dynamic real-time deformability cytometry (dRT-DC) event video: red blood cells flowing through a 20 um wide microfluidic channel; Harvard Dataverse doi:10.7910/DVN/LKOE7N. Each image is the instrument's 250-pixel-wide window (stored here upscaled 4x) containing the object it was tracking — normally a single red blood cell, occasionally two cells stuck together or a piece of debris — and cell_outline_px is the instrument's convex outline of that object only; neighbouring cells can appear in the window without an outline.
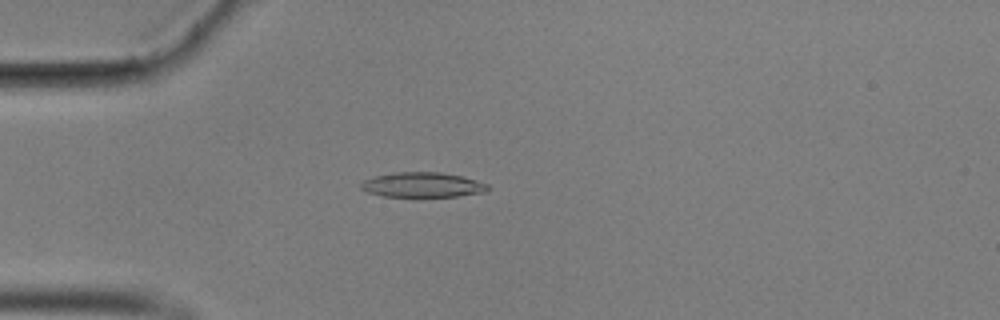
{"species": "common noctule bat (a hibernating species)", "species_latin": "Nyctalus noctula", "temperature_condition": "cold", "stored_images_in_passage": 57, "camera_frame_rate_fps": 3000, "um_per_image_px": 0.085, "animal": {"sex": "male", "body_mass_g": 17.9}, "frame": {"image": 1, "passage_image": 16, "time_ms": 5.0, "image_size_px": [1000, 320], "cell_outline_px": [[492, 188], [488, 192], [456, 196], [384, 196], [368, 192], [360, 188], [360, 184], [364, 180], [376, 176], [392, 172], [440, 172], [460, 176], [488, 184]], "centroid_in_image_um": [35.94, 15.71], "position_along_channel_um": 49.1, "area_um2": 18.32}}
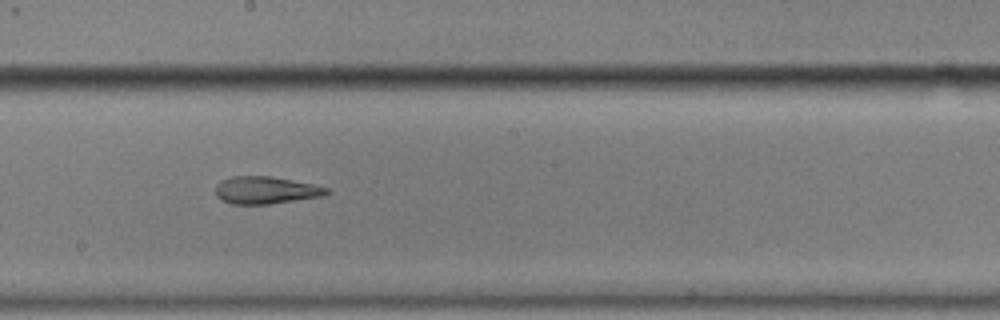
{"frame": {"image": 2, "passage_image": 32, "time_ms": 10.333, "image_size_px": [1000, 320], "cell_outline_px": [[332, 192], [320, 196], [268, 204], [232, 204], [220, 200], [216, 196], [216, 184], [220, 180], [232, 176], [272, 176], [312, 184], [328, 188]], "centroid_in_image_um": [22.54, 16.16], "position_along_channel_um": 225.7, "area_um2": 17.69}}
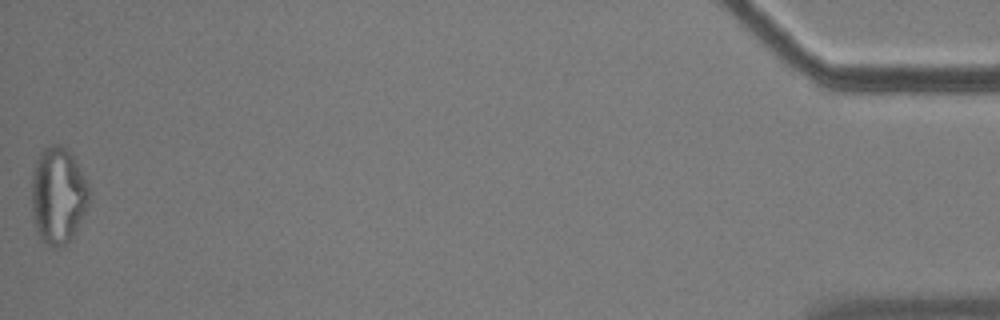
{"frame": {"image": 3, "passage_image": 57, "time_ms": 18.667, "image_size_px": [1000, 320], "cell_outline_px": [[88, 204], [72, 236], [60, 248], [52, 248], [40, 240], [36, 232], [32, 212], [32, 172], [36, 160], [40, 152], [44, 148], [52, 144], [60, 144], [72, 152], [88, 184]], "centroid_in_image_um": [4.9, 16.59], "position_along_channel_um": 430.3, "area_um2": 32.48}, "authors_computed_cell_mechanics": {"area_um2": 18.8428, "velocity_mm_per_s": 3.5595, "shape_relaxation_time_tau1_ms": null, "shape_relaxation_time_tau2_ms": 3.6477, "deformation_change_tau1": null, "deformation_change_tau2": 0.1274}}